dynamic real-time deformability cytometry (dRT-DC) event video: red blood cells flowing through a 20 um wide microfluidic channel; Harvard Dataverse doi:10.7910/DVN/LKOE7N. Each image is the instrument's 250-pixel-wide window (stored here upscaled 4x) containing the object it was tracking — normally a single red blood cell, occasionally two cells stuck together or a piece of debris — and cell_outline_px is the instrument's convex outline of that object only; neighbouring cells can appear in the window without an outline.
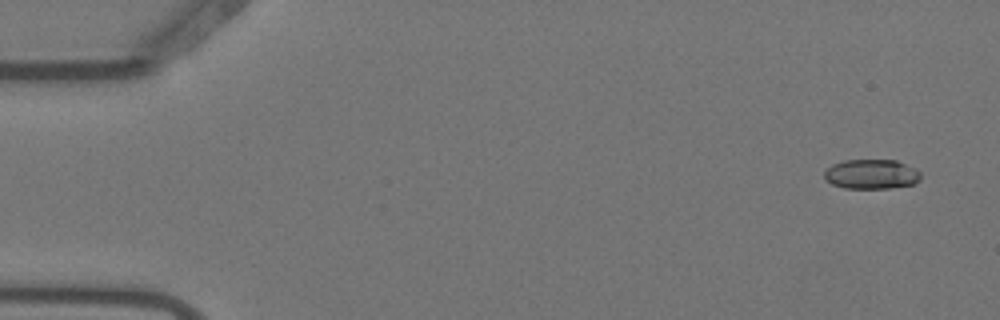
{"species": "Egyptian fruit bat (a non-hibernating species)", "species_latin": "Rousettus aegyptiacus", "temperature_condition": "warm", "stored_images_in_passage": 6, "camera_frame_rate_fps": 3000, "um_per_image_px": 0.085, "animal": {"sex": "female"}, "frame": {"image": 1, "passage_image": 1, "time_ms": 0.0, "image_size_px": [1000, 320], "cell_outline_px": [[920, 180], [912, 184], [888, 188], [844, 188], [832, 184], [824, 180], [824, 172], [832, 164], [844, 160], [896, 160], [916, 168], [920, 172]], "centroid_in_image_um": [74.05, 14.8], "position_along_channel_um": 10.9, "area_um2": 16.7}}
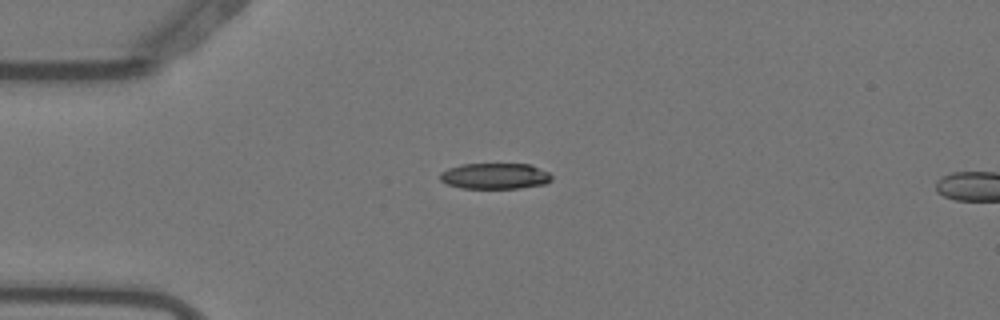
{"frame": {"image": 2, "passage_image": 4, "time_ms": 1.0, "image_size_px": [1000, 320], "cell_outline_px": [[552, 180], [544, 184], [520, 188], [460, 188], [448, 184], [440, 180], [440, 172], [448, 168], [460, 164], [532, 164], [548, 172], [552, 176]], "centroid_in_image_um": [42.07, 14.96], "position_along_channel_um": 42.9, "area_um2": 16.94}}
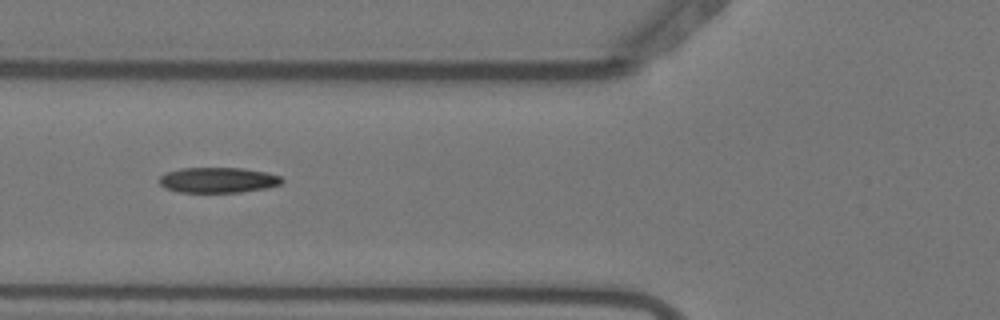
{"frame": {"image": 3, "passage_image": 6, "time_ms": 1.667, "image_size_px": [1000, 320], "cell_outline_px": [[284, 180], [280, 184], [268, 188], [240, 192], [180, 192], [164, 188], [160, 184], [160, 176], [164, 172], [180, 168], [244, 168], [264, 172], [280, 176]], "centroid_in_image_um": [18.51, 15.3], "position_along_channel_um": 107.3, "area_um2": 18.21}}